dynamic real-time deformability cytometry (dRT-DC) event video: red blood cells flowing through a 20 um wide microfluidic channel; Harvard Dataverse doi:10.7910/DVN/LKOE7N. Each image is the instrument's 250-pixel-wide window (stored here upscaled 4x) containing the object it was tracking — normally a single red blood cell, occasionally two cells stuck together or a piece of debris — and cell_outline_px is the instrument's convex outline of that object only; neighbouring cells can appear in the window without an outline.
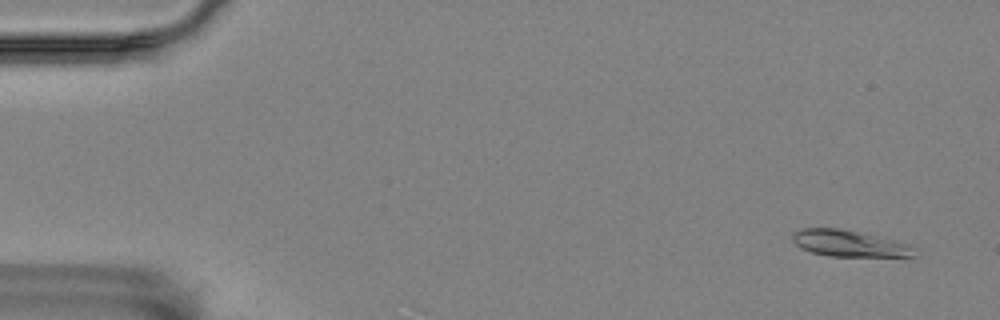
{"species": "Egyptian fruit bat (a non-hibernating species)", "species_latin": "Rousettus aegyptiacus", "temperature_condition": "room temperature", "stored_images_in_passage": 4, "camera_frame_rate_fps": 3000, "um_per_image_px": 0.085, "animal": {"sex": "female"}, "frame": {"image": 1, "passage_image": 1, "time_ms": 0.0, "image_size_px": [1000, 320], "cell_outline_px": [[916, 248], [912, 256], [828, 256], [812, 252], [800, 248], [792, 240], [792, 232], [800, 228], [840, 228], [892, 240]], "centroid_in_image_um": [72.06, 20.69], "position_along_channel_um": 12.9, "area_um2": 18.38}}